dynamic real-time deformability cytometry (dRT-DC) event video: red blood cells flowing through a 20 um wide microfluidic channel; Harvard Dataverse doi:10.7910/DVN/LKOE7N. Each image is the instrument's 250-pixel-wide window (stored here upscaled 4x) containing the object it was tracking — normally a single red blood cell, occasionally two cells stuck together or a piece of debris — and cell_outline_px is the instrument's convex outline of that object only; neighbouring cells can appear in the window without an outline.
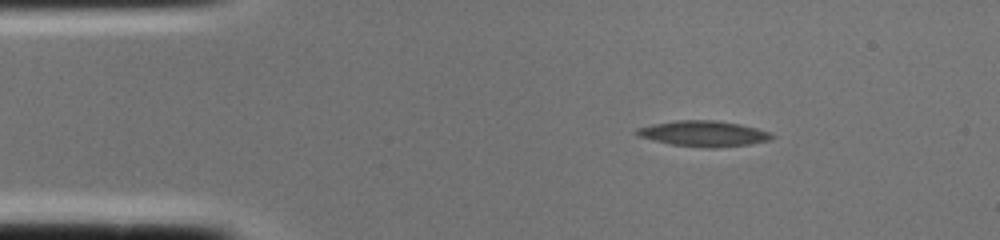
{"species": "common noctule bat (a hibernating species)", "species_latin": "Nyctalus noctula", "temperature_condition": "cold", "stored_images_in_passage": 1, "camera_frame_rate_fps": 3000, "um_per_image_px": 0.085, "animal": {"sex": "female", "body_mass_g": 22.0, "forearm_length_mm": 56.7}, "frame": {"image": 1, "passage_image": 1, "time_ms": 0.0, "image_size_px": [1000, 240], "cell_outline_px": [[776, 136], [772, 140], [748, 144], [716, 148], [708, 148], [672, 144], [652, 140], [636, 136], [632, 132], [636, 128], [652, 124], [676, 120], [716, 120], [740, 124], [756, 128], [768, 132]], "centroid_in_image_um": [59.76, 11.35], "position_along_channel_um": 25.2, "area_um2": 20.35}}